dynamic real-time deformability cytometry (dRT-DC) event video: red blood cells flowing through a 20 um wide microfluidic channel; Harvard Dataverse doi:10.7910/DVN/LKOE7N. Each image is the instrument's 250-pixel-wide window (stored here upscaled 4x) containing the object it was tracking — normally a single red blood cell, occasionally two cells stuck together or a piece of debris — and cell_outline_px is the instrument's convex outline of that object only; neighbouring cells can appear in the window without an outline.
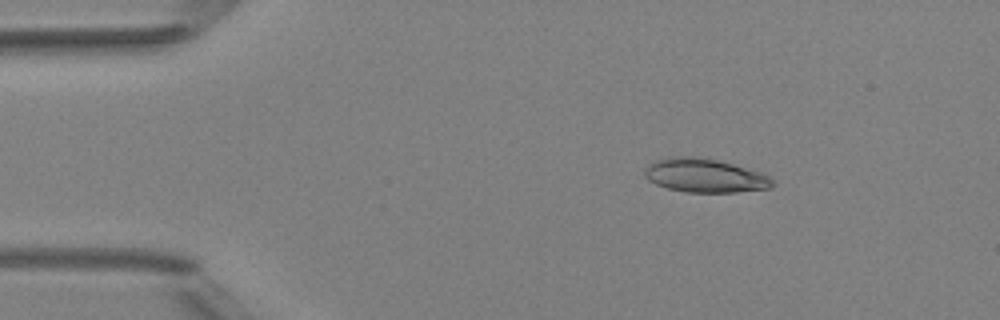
{"species": "Egyptian fruit bat (a non-hibernating species)", "species_latin": "Rousettus aegyptiacus", "temperature_condition": "room temperature", "stored_images_in_passage": 5, "camera_frame_rate_fps": 3000, "um_per_image_px": 0.085, "animal": {"sex": "female"}, "frame": {"image": 1, "passage_image": 3, "time_ms": 2.333, "image_size_px": [1000, 320], "cell_outline_px": [[776, 184], [772, 188], [736, 192], [688, 192], [668, 188], [656, 184], [648, 180], [644, 176], [644, 168], [652, 160], [668, 156], [708, 156], [760, 172], [768, 176]], "centroid_in_image_um": [59.88, 14.89], "position_along_channel_um": 25.1, "area_um2": 25.72}}
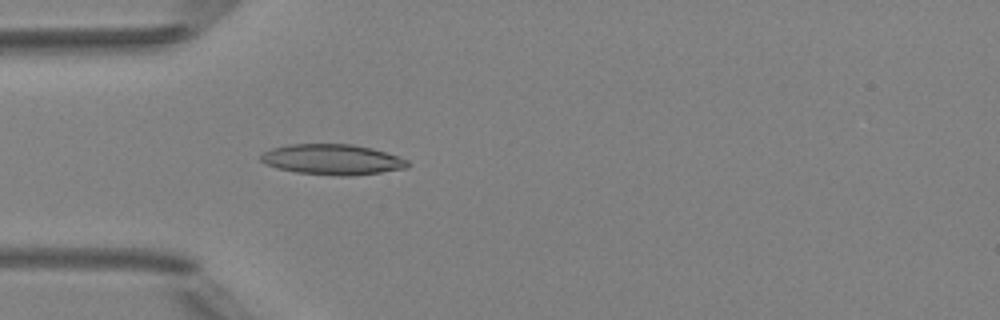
{"frame": {"image": 2, "passage_image": 5, "time_ms": 4.667, "image_size_px": [1000, 320], "cell_outline_px": [[408, 168], [380, 172], [348, 176], [340, 176], [296, 172], [276, 168], [260, 160], [260, 156], [264, 152], [272, 148], [288, 144], [352, 144], [372, 148], [408, 160]], "centroid_in_image_um": [28.23, 13.55], "position_along_channel_um": 56.8, "area_um2": 25.89}}